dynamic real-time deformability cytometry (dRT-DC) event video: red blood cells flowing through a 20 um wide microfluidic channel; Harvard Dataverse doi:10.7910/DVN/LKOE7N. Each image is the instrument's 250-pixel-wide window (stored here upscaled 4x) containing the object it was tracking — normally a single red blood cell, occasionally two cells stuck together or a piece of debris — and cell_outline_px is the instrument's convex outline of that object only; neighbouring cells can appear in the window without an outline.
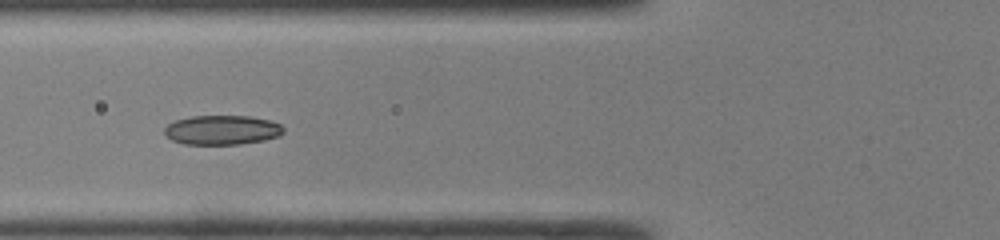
{"species": "common noctule bat (a hibernating species)", "species_latin": "Nyctalus noctula", "temperature_condition": "room temperature", "stored_images_in_passage": 36, "camera_frame_rate_fps": 3000, "um_per_image_px": 0.085, "animal": {"sex": "male", "body_mass_g": 19.0, "forearm_length_mm": 50.8}, "frame": {"image": 1, "passage_image": 6, "time_ms": 1.667, "image_size_px": [1000, 240], "cell_outline_px": [[284, 132], [280, 136], [264, 140], [240, 144], [184, 144], [172, 140], [164, 132], [164, 128], [168, 124], [176, 120], [192, 116], [252, 116], [268, 120], [280, 124], [284, 128]], "centroid_in_image_um": [18.9, 11.05], "position_along_channel_um": 106.9, "area_um2": 20.4}}
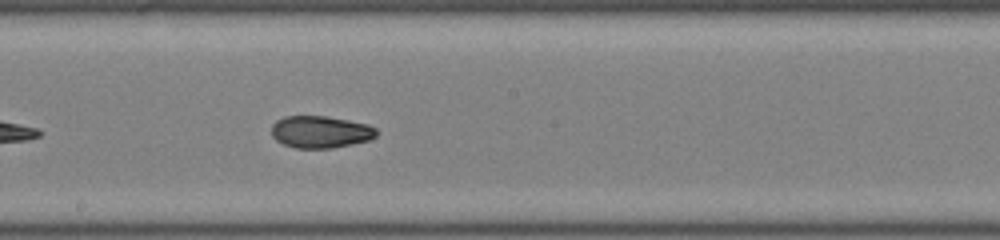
{"frame": {"image": 2, "passage_image": 14, "time_ms": 4.333, "image_size_px": [1000, 240], "cell_outline_px": [[376, 136], [368, 140], [352, 144], [332, 148], [296, 148], [284, 144], [276, 140], [272, 136], [272, 124], [276, 120], [284, 116], [324, 116], [348, 120], [368, 124], [376, 128]], "centroid_in_image_um": [27.22, 11.21], "position_along_channel_um": 221.0, "area_um2": 19.59}}
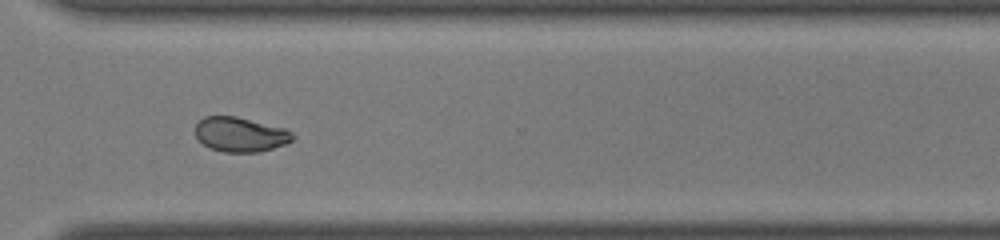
{"frame": {"image": 3, "passage_image": 23, "time_ms": 7.333, "image_size_px": [1000, 240], "cell_outline_px": [[296, 136], [292, 140], [284, 144], [260, 152], [224, 152], [208, 148], [196, 136], [196, 124], [204, 116], [236, 116], [284, 128], [292, 132]], "centroid_in_image_um": [20.42, 11.43], "position_along_channel_um": 350.2, "area_um2": 19.59}}